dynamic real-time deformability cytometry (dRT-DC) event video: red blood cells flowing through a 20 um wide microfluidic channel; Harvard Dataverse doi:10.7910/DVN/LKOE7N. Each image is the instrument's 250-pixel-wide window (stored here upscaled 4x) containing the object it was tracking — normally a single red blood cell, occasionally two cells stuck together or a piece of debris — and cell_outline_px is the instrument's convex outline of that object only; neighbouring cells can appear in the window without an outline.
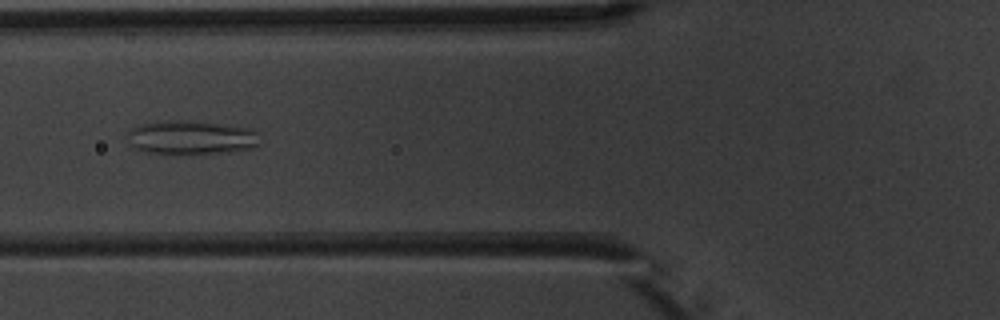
{"species": "common noctule bat (a hibernating species)", "species_latin": "Nyctalus noctula", "temperature_condition": "warm", "stored_images_in_passage": 10, "camera_frame_rate_fps": 3000, "um_per_image_px": 0.085, "animal": {"sex": "male", "body_mass_g": 20.1, "forearm_length_mm": 53.5}, "frame": {"image": 1, "passage_image": 5, "time_ms": 5.667, "image_size_px": [1000, 320], "cell_outline_px": [[264, 144], [256, 148], [236, 152], [148, 152], [136, 148], [128, 144], [124, 136], [132, 128], [140, 124], [168, 120], [220, 124], [252, 128], [260, 132]], "centroid_in_image_um": [16.36, 11.68], "position_along_channel_um": 109.4, "area_um2": 26.18}}
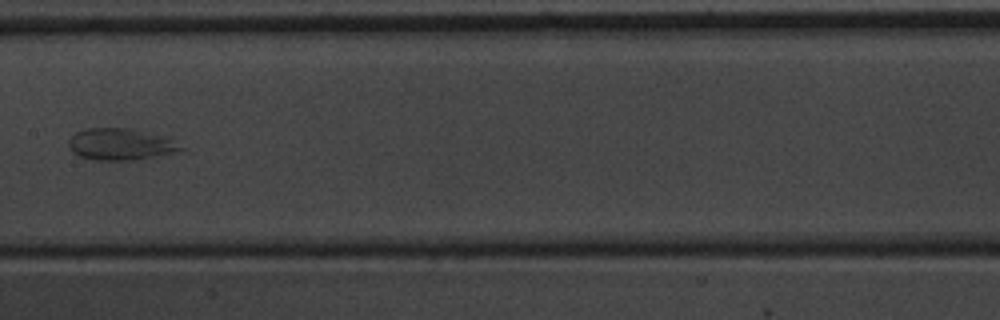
{"frame": {"image": 2, "passage_image": 7, "time_ms": 8.0, "image_size_px": [1000, 320], "cell_outline_px": [[184, 152], [132, 160], [96, 160], [80, 156], [72, 152], [68, 144], [68, 140], [76, 132], [88, 128], [128, 128], [160, 136], [184, 148]], "centroid_in_image_um": [10.21, 12.28], "position_along_channel_um": 197.2, "area_um2": 20.4}}
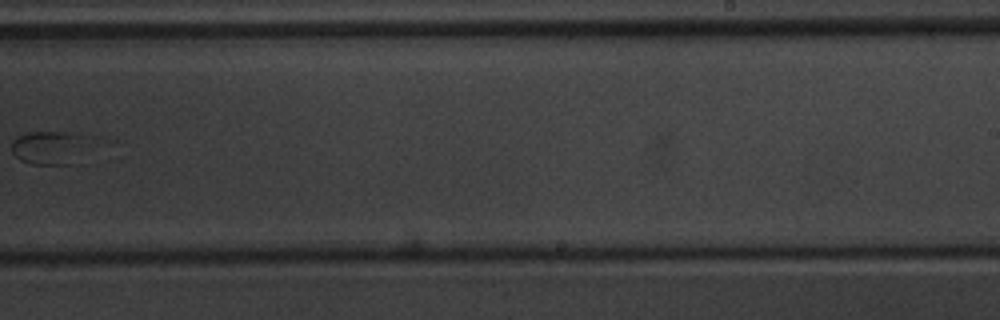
{"frame": {"image": 3, "passage_image": 9, "time_ms": 10.333, "image_size_px": [1000, 320], "cell_outline_px": [[84, 136], [76, 164], [28, 164], [20, 160], [12, 152], [12, 140], [28, 132], [80, 132]], "centroid_in_image_um": [4.1, 12.55], "position_along_channel_um": 284.9, "area_um2": 14.74}}